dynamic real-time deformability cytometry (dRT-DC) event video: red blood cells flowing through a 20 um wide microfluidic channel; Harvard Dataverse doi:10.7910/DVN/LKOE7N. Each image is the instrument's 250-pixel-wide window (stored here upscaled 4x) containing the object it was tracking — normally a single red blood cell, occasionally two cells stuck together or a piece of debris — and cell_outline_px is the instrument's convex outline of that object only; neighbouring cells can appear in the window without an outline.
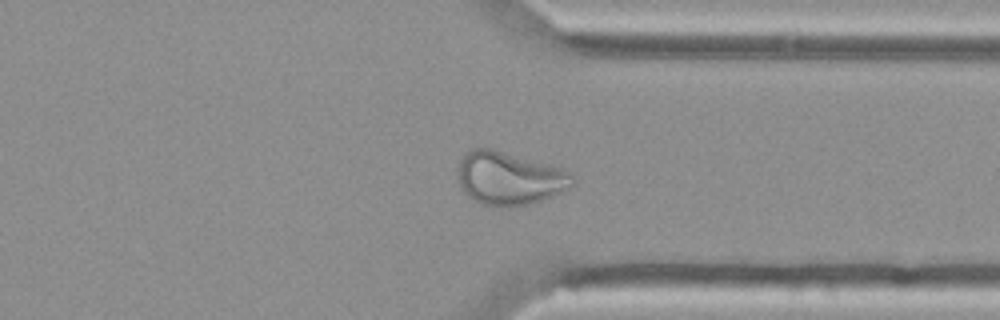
{"species": "Egyptian fruit bat (a non-hibernating species)", "species_latin": "Rousettus aegyptiacus", "temperature_condition": "cold", "stored_images_in_passage": 48, "camera_frame_rate_fps": 3000, "um_per_image_px": 0.085, "animal": {"sex": "female"}, "frame": {"image": 1, "passage_image": 35, "time_ms": 11.333, "image_size_px": [1000, 320], "cell_outline_px": [[576, 180], [572, 184], [560, 192], [552, 196], [532, 204], [500, 208], [480, 204], [468, 196], [460, 188], [456, 172], [460, 160], [464, 152], [472, 148], [492, 148], [564, 168]], "centroid_in_image_um": [43.24, 15.16], "position_along_channel_um": 368.2, "area_um2": 36.07}}